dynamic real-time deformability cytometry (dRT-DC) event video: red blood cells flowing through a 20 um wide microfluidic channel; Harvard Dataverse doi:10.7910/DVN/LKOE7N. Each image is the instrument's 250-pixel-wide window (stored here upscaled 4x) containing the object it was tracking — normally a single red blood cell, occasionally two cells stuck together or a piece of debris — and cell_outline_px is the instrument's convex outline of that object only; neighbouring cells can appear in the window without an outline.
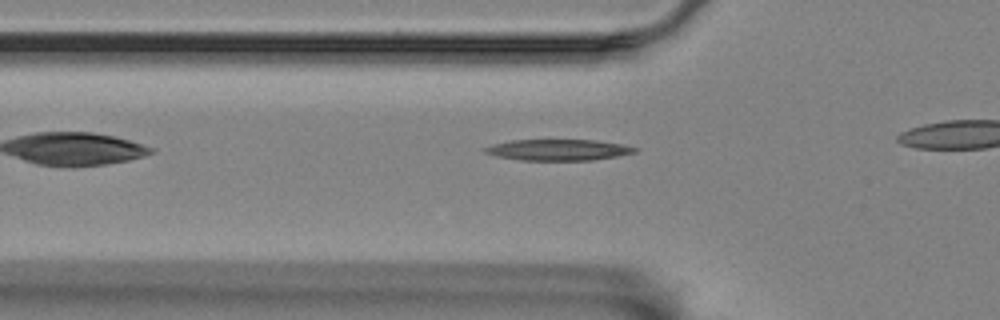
{"species": "Egyptian fruit bat (a non-hibernating species)", "species_latin": "Rousettus aegyptiacus", "temperature_condition": "room temperature", "stored_images_in_passage": 8, "camera_frame_rate_fps": 3000, "um_per_image_px": 0.085, "animal": {"sex": "female"}, "frame": {"image": 1, "passage_image": 2, "time_ms": 0.333, "image_size_px": [1000, 320], "cell_outline_px": [[640, 148], [636, 152], [616, 156], [592, 160], [520, 160], [496, 156], [484, 152], [484, 148], [492, 144], [512, 140], [596, 140], [620, 144]], "centroid_in_image_um": [47.45, 12.74], "position_along_channel_um": 78.4, "area_um2": 18.32}}
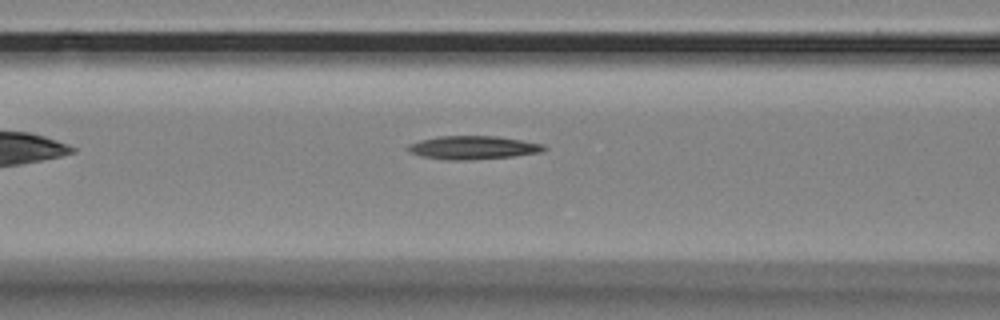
{"frame": {"image": 2, "passage_image": 6, "time_ms": 1.667, "image_size_px": [1000, 320], "cell_outline_px": [[548, 148], [544, 152], [512, 156], [468, 160], [448, 160], [420, 156], [408, 152], [404, 148], [408, 144], [420, 140], [436, 136], [496, 136], [544, 144]], "centroid_in_image_um": [40.17, 12.54], "position_along_channel_um": 126.4, "area_um2": 18.73}}